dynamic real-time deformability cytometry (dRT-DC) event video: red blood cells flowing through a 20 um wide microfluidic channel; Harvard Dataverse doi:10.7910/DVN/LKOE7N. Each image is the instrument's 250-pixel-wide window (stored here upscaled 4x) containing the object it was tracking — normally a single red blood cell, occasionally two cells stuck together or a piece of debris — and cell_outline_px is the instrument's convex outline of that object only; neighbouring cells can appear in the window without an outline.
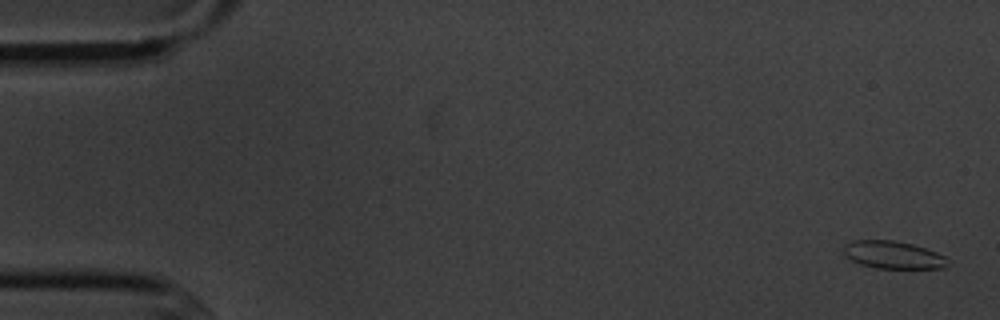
{"species": "common noctule bat (a hibernating species)", "species_latin": "Nyctalus noctula", "temperature_condition": "cold", "stored_images_in_passage": 5, "camera_frame_rate_fps": 3000, "um_per_image_px": 0.085, "animal": {"sex": "male", "body_mass_g": 20.1, "forearm_length_mm": 53.5}, "frame": {"image": 1, "passage_image": 1, "time_ms": 0.0, "image_size_px": [1000, 320], "cell_outline_px": [[948, 264], [944, 268], [876, 268], [860, 264], [844, 256], [844, 244], [852, 240], [892, 240], [912, 244], [936, 252], [944, 256]], "centroid_in_image_um": [75.87, 21.66], "position_along_channel_um": 9.1, "area_um2": 16.65}}
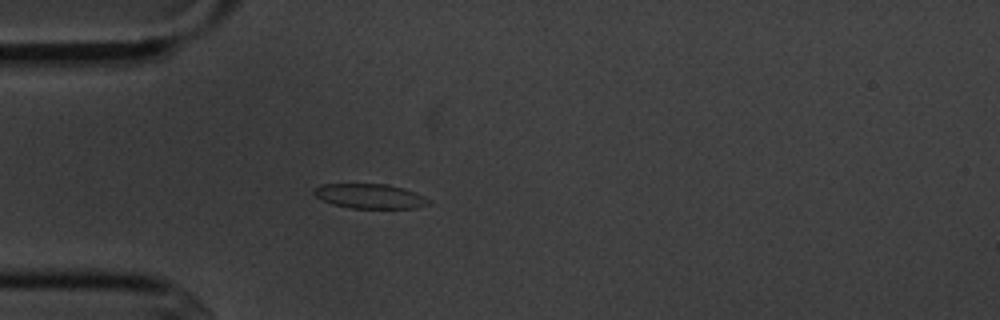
{"frame": {"image": 2, "passage_image": 5, "time_ms": 4.667, "image_size_px": [1000, 320], "cell_outline_px": [[432, 200], [428, 204], [416, 208], [352, 208], [332, 204], [316, 196], [312, 192], [320, 184], [388, 184], [404, 188], [424, 196]], "centroid_in_image_um": [31.47, 16.67], "position_along_channel_um": 53.5, "area_um2": 16.42}}